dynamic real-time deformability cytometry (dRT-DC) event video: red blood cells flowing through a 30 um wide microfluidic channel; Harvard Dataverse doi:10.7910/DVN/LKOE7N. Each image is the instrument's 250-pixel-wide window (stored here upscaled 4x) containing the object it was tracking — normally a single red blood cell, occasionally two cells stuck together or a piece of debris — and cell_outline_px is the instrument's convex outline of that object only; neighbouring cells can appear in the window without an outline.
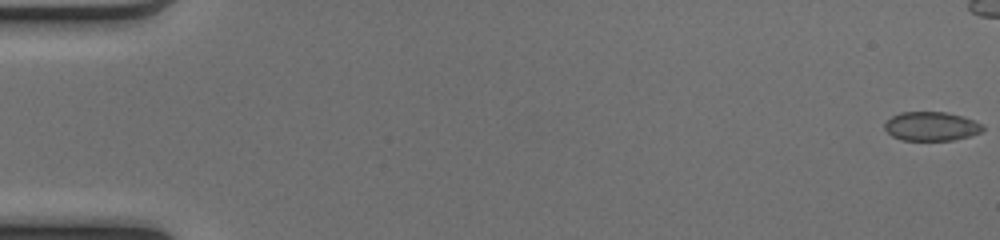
{"species": "common noctule bat (a hibernating species)", "species_latin": "Nyctalus noctula", "temperature_condition": "cold", "stored_images_in_passage": 45, "camera_frame_rate_fps": 3000, "um_per_image_px": 0.085, "animal": {"sex": "female", "body_mass_g": 17.0, "forearm_length_mm": 48.0}, "frame": {"image": 1, "passage_image": 1, "time_ms": 0.0, "image_size_px": [1000, 240], "cell_outline_px": [[984, 128], [980, 132], [968, 136], [952, 140], [900, 140], [892, 136], [884, 128], [884, 124], [892, 116], [900, 112], [944, 112], [964, 116], [984, 124]], "centroid_in_image_um": [79.16, 10.73], "position_along_channel_um": 5.8, "area_um2": 16.59}}
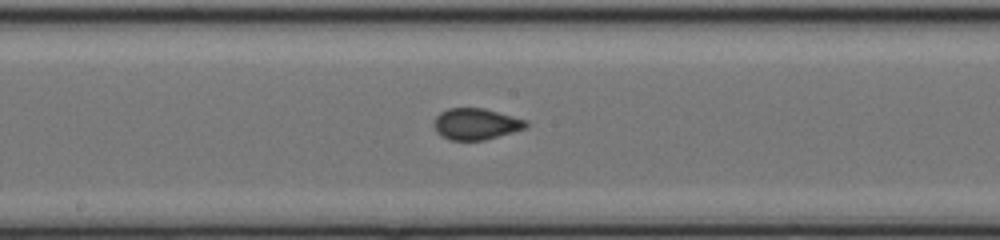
{"frame": {"image": 2, "passage_image": 28, "time_ms": 9.0, "image_size_px": [1000, 240], "cell_outline_px": [[528, 124], [524, 128], [512, 132], [484, 140], [452, 140], [440, 136], [436, 132], [432, 124], [432, 120], [440, 112], [448, 108], [484, 108], [528, 120]], "centroid_in_image_um": [40.4, 10.53], "position_along_channel_um": 207.8, "area_um2": 16.94}}
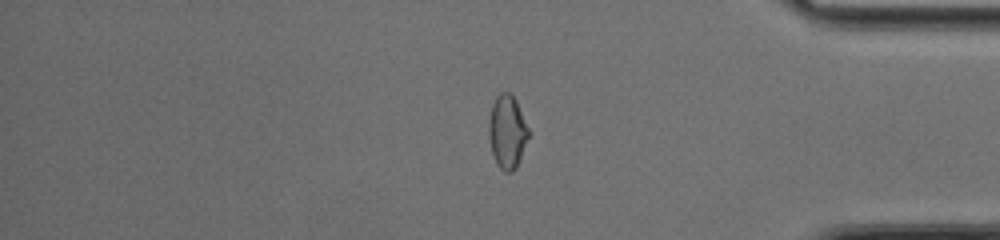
{"frame": {"image": 3, "passage_image": 43, "time_ms": 14.0, "image_size_px": [1000, 240], "cell_outline_px": [[528, 136], [516, 168], [512, 172], [504, 172], [496, 164], [492, 152], [488, 136], [488, 120], [492, 104], [496, 96], [500, 92], [508, 92], [516, 100], [528, 128]], "centroid_in_image_um": [43.08, 11.2], "position_along_channel_um": 392.1, "area_um2": 16.88}, "authors_computed_cell_mechanics": {"area_um2": 16.762, "velocity_mm_per_s": 4.1331, "shape_relaxation_time_tau1_ms": null, "shape_relaxation_time_tau2_ms": 0.8823, "deformation_change_tau1": null, "deformation_change_tau2": 0.0361}}